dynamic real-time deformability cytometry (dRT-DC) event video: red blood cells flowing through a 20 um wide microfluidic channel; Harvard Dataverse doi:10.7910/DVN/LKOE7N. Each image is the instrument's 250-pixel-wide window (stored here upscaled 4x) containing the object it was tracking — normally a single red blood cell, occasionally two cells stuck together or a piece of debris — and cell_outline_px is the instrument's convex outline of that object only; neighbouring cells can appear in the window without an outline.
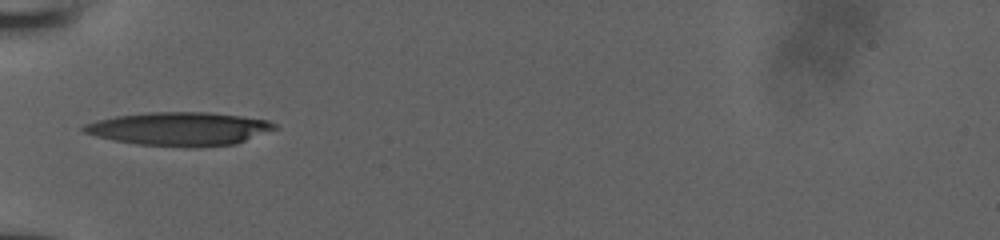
{"species": "human", "species_latin": "Homo sapiens", "temperature_condition": "room temperature", "stored_images_in_passage": 4, "camera_frame_rate_fps": 3000, "um_per_image_px": 0.085, "donor": {"sex": "male"}, "frame": {"image": 1, "passage_image": 1, "time_ms": 0.0, "image_size_px": [1000, 240], "cell_outline_px": [[280, 128], [236, 144], [192, 148], [136, 144], [96, 136], [84, 132], [80, 128], [84, 124], [96, 120], [116, 116], [148, 112], [208, 112], [240, 116], [268, 120], [276, 124]], "centroid_in_image_um": [15.29, 10.95], "position_along_channel_um": 69.7, "area_um2": 37.45}}
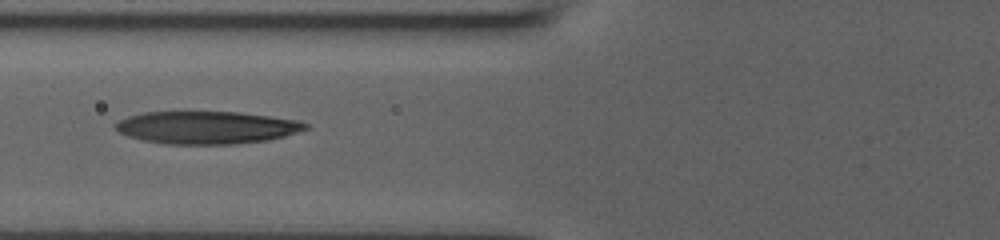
{"frame": {"image": 2, "passage_image": 3, "time_ms": 0.667, "image_size_px": [1000, 240], "cell_outline_px": [[308, 128], [284, 136], [268, 140], [236, 144], [164, 144], [144, 140], [128, 136], [120, 132], [116, 128], [116, 124], [120, 120], [128, 116], [144, 112], [240, 112], [300, 120], [308, 124]], "centroid_in_image_um": [17.6, 10.84], "position_along_channel_um": 108.2, "area_um2": 36.01}}